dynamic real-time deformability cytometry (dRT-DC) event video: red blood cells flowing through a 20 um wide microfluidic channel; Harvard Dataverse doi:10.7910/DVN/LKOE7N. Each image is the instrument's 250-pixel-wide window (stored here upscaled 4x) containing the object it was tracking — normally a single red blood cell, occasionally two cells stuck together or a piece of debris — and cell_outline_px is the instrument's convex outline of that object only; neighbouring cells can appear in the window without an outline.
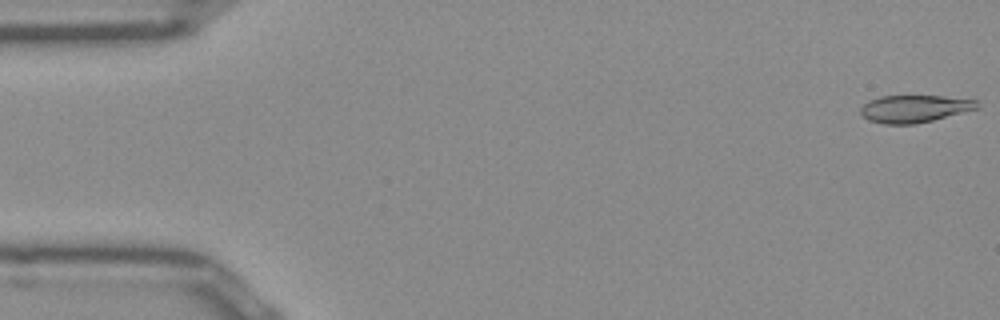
{"species": "Egyptian fruit bat (a non-hibernating species)", "species_latin": "Rousettus aegyptiacus", "temperature_condition": "room temperature", "stored_images_in_passage": 51, "camera_frame_rate_fps": 3000, "um_per_image_px": 0.085, "frame": {"image": 1, "passage_image": 1, "time_ms": 0.0, "image_size_px": [1000, 320], "cell_outline_px": [[980, 108], [916, 124], [884, 124], [868, 120], [860, 116], [860, 108], [868, 100], [880, 96], [944, 96], [976, 100]], "centroid_in_image_um": [77.69, 9.24], "position_along_channel_um": 7.3, "area_um2": 18.67}}
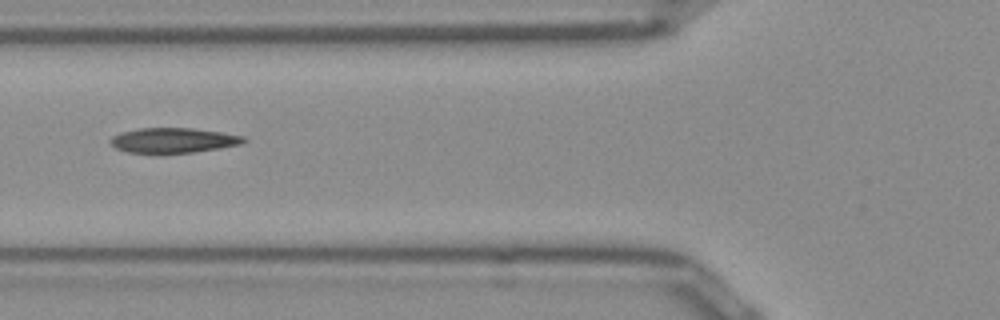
{"frame": {"image": 2, "passage_image": 19, "time_ms": 6.0, "image_size_px": [1000, 320], "cell_outline_px": [[248, 140], [240, 144], [220, 148], [192, 152], [128, 152], [116, 148], [108, 140], [112, 136], [120, 132], [140, 128], [192, 128], [220, 132], [244, 136]], "centroid_in_image_um": [14.73, 11.91], "position_along_channel_um": 111.1, "area_um2": 19.13}}
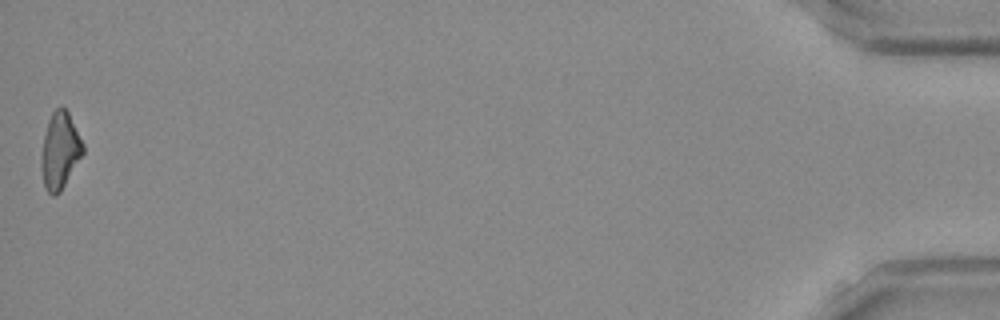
{"frame": {"image": 3, "passage_image": 51, "time_ms": 16.667, "image_size_px": [1000, 320], "cell_outline_px": [[84, 152], [60, 192], [56, 196], [52, 196], [44, 188], [40, 164], [40, 156], [44, 136], [48, 120], [52, 112], [60, 104], [68, 112], [84, 144]], "centroid_in_image_um": [5.08, 12.81], "position_along_channel_um": 430.1, "area_um2": 18.73}, "authors_computed_cell_mechanics": {"area_um2": 19.3052, "velocity_mm_per_s": 3.9451, "shape_relaxation_time_tau1_ms": 7.7666, "shape_relaxation_time_tau2_ms": 2.4461, "deformation_change_tau1": 0.2012, "deformation_change_tau2": 0.1099}}